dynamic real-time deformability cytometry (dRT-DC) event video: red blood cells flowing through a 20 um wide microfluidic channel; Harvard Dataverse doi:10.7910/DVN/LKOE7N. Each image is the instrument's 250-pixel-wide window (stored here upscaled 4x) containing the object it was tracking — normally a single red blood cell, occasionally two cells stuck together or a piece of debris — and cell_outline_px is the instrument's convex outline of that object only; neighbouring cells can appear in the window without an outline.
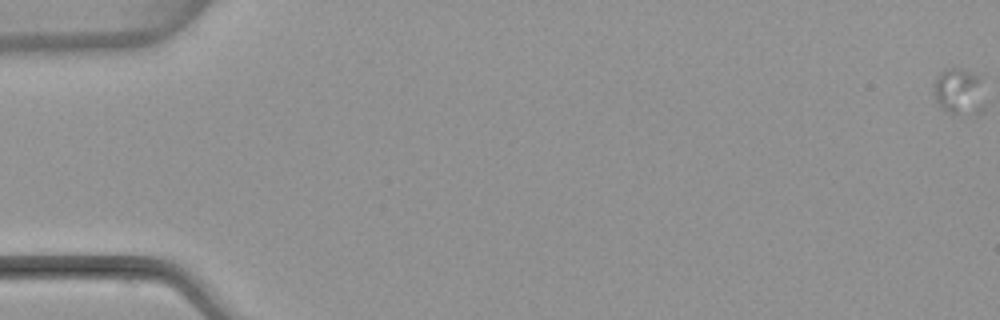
{"species": "common noctule bat (a hibernating species)", "species_latin": "Nyctalus noctula", "temperature_condition": "warm", "stored_images_in_passage": 5, "camera_frame_rate_fps": 3000, "um_per_image_px": 0.085, "animal": {"sex": "female", "body_mass_g": 22.7, "forearm_length_mm": 54.2}, "frame": {"image": 1, "passage_image": 1, "time_ms": 0.0, "image_size_px": [1000, 320], "cell_outline_px": [[984, 76], [960, 112], [952, 116], [940, 108], [936, 100], [932, 84], [940, 72], [944, 68], [960, 68]], "centroid_in_image_um": [81.17, 7.54], "position_along_channel_um": 3.8, "area_um2": 11.39}}
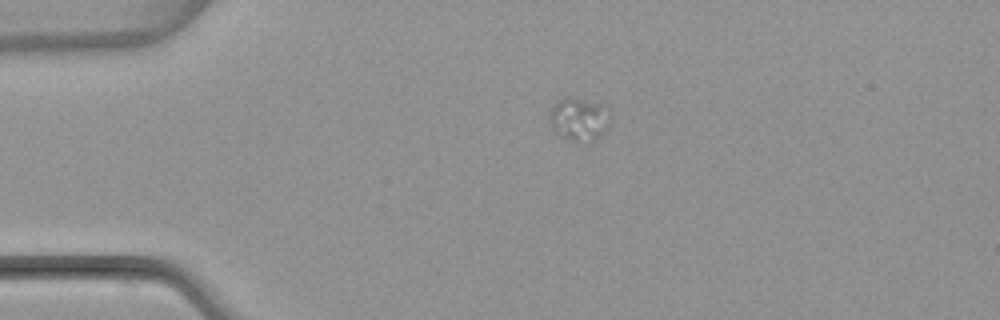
{"frame": {"image": 2, "passage_image": 4, "time_ms": 4.333, "image_size_px": [1000, 320], "cell_outline_px": [[612, 116], [608, 128], [596, 140], [572, 140], [560, 136], [552, 128], [548, 116], [556, 100], [568, 96], [572, 96], [600, 104], [608, 108]], "centroid_in_image_um": [49.24, 10.09], "position_along_channel_um": 35.8, "area_um2": 15.43}}